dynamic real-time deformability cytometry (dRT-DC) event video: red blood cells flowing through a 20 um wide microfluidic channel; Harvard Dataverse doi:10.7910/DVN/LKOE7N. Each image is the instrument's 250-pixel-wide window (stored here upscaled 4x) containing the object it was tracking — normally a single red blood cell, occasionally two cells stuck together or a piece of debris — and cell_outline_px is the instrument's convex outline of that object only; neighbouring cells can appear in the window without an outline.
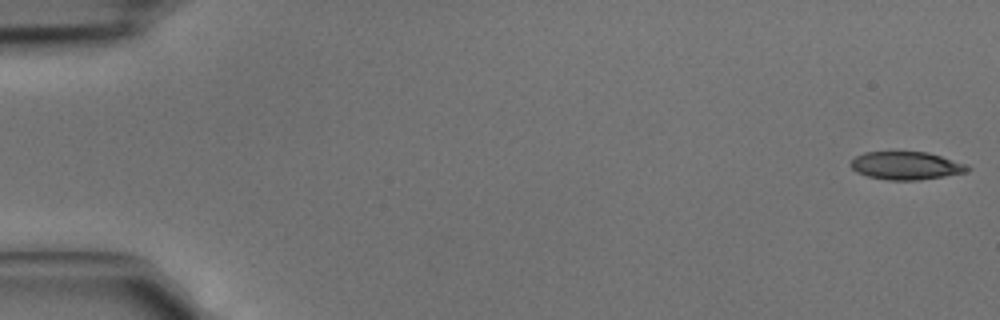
{"species": "common noctule bat (a hibernating species)", "species_latin": "Nyctalus noctula", "temperature_condition": "cold", "stored_images_in_passage": 4, "camera_frame_rate_fps": 3000, "um_per_image_px": 0.085, "animal": {"sex": "male", "body_mass_g": 15.6}, "frame": {"image": 1, "passage_image": 1, "time_ms": 0.0, "image_size_px": [1000, 320], "cell_outline_px": [[972, 168], [964, 172], [944, 176], [920, 180], [888, 180], [868, 176], [856, 172], [848, 164], [856, 156], [864, 152], [928, 152], [968, 164]], "centroid_in_image_um": [77.02, 14.08], "position_along_channel_um": 8.0, "area_um2": 19.07}}